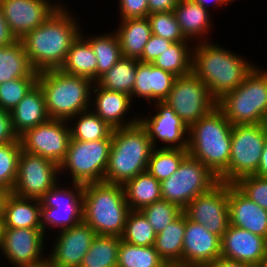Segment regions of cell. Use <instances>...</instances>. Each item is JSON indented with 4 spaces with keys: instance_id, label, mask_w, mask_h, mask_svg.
Wrapping results in <instances>:
<instances>
[{
    "instance_id": "6f0895ef",
    "label": "cell",
    "mask_w": 267,
    "mask_h": 267,
    "mask_svg": "<svg viewBox=\"0 0 267 267\" xmlns=\"http://www.w3.org/2000/svg\"><path fill=\"white\" fill-rule=\"evenodd\" d=\"M3 221H0V246H1V239H2V228H3Z\"/></svg>"
},
{
    "instance_id": "f907efd6",
    "label": "cell",
    "mask_w": 267,
    "mask_h": 267,
    "mask_svg": "<svg viewBox=\"0 0 267 267\" xmlns=\"http://www.w3.org/2000/svg\"><path fill=\"white\" fill-rule=\"evenodd\" d=\"M17 39L12 34L0 7V47L13 44Z\"/></svg>"
},
{
    "instance_id": "db71d44e",
    "label": "cell",
    "mask_w": 267,
    "mask_h": 267,
    "mask_svg": "<svg viewBox=\"0 0 267 267\" xmlns=\"http://www.w3.org/2000/svg\"><path fill=\"white\" fill-rule=\"evenodd\" d=\"M195 3L200 4L203 8H206L210 10L211 5H213V8H223L222 6H227L230 3L232 4L230 0H193ZM210 6V7H209Z\"/></svg>"
},
{
    "instance_id": "30bf717a",
    "label": "cell",
    "mask_w": 267,
    "mask_h": 267,
    "mask_svg": "<svg viewBox=\"0 0 267 267\" xmlns=\"http://www.w3.org/2000/svg\"><path fill=\"white\" fill-rule=\"evenodd\" d=\"M58 181L39 200L40 223L43 232L57 228L58 231L73 227L83 221V185ZM72 185V186H71Z\"/></svg>"
},
{
    "instance_id": "bcb514c9",
    "label": "cell",
    "mask_w": 267,
    "mask_h": 267,
    "mask_svg": "<svg viewBox=\"0 0 267 267\" xmlns=\"http://www.w3.org/2000/svg\"><path fill=\"white\" fill-rule=\"evenodd\" d=\"M119 20L148 17V0H118Z\"/></svg>"
},
{
    "instance_id": "91938a15",
    "label": "cell",
    "mask_w": 267,
    "mask_h": 267,
    "mask_svg": "<svg viewBox=\"0 0 267 267\" xmlns=\"http://www.w3.org/2000/svg\"><path fill=\"white\" fill-rule=\"evenodd\" d=\"M254 267H267V263L263 265L254 266Z\"/></svg>"
},
{
    "instance_id": "4dcf8cb0",
    "label": "cell",
    "mask_w": 267,
    "mask_h": 267,
    "mask_svg": "<svg viewBox=\"0 0 267 267\" xmlns=\"http://www.w3.org/2000/svg\"><path fill=\"white\" fill-rule=\"evenodd\" d=\"M97 58L89 42L80 34L69 49L60 70L64 73L97 80Z\"/></svg>"
},
{
    "instance_id": "603a6c76",
    "label": "cell",
    "mask_w": 267,
    "mask_h": 267,
    "mask_svg": "<svg viewBox=\"0 0 267 267\" xmlns=\"http://www.w3.org/2000/svg\"><path fill=\"white\" fill-rule=\"evenodd\" d=\"M229 224L267 239V210L251 201L234 184H228Z\"/></svg>"
},
{
    "instance_id": "f1b7e54d",
    "label": "cell",
    "mask_w": 267,
    "mask_h": 267,
    "mask_svg": "<svg viewBox=\"0 0 267 267\" xmlns=\"http://www.w3.org/2000/svg\"><path fill=\"white\" fill-rule=\"evenodd\" d=\"M185 213L156 234L154 248L169 267H182Z\"/></svg>"
},
{
    "instance_id": "277c9868",
    "label": "cell",
    "mask_w": 267,
    "mask_h": 267,
    "mask_svg": "<svg viewBox=\"0 0 267 267\" xmlns=\"http://www.w3.org/2000/svg\"><path fill=\"white\" fill-rule=\"evenodd\" d=\"M153 149L152 142L139 121L114 129L104 182L123 186L137 174L146 172Z\"/></svg>"
},
{
    "instance_id": "f546056e",
    "label": "cell",
    "mask_w": 267,
    "mask_h": 267,
    "mask_svg": "<svg viewBox=\"0 0 267 267\" xmlns=\"http://www.w3.org/2000/svg\"><path fill=\"white\" fill-rule=\"evenodd\" d=\"M17 78H38L20 40L0 47V84Z\"/></svg>"
},
{
    "instance_id": "3957f363",
    "label": "cell",
    "mask_w": 267,
    "mask_h": 267,
    "mask_svg": "<svg viewBox=\"0 0 267 267\" xmlns=\"http://www.w3.org/2000/svg\"><path fill=\"white\" fill-rule=\"evenodd\" d=\"M233 125L216 106L188 128V154L216 177L228 167Z\"/></svg>"
},
{
    "instance_id": "44dd1931",
    "label": "cell",
    "mask_w": 267,
    "mask_h": 267,
    "mask_svg": "<svg viewBox=\"0 0 267 267\" xmlns=\"http://www.w3.org/2000/svg\"><path fill=\"white\" fill-rule=\"evenodd\" d=\"M221 257L252 266L266 264L267 239L229 224L221 238Z\"/></svg>"
},
{
    "instance_id": "f5cc1de1",
    "label": "cell",
    "mask_w": 267,
    "mask_h": 267,
    "mask_svg": "<svg viewBox=\"0 0 267 267\" xmlns=\"http://www.w3.org/2000/svg\"><path fill=\"white\" fill-rule=\"evenodd\" d=\"M255 175L262 178H267V137L264 143L260 164Z\"/></svg>"
},
{
    "instance_id": "d4e9b609",
    "label": "cell",
    "mask_w": 267,
    "mask_h": 267,
    "mask_svg": "<svg viewBox=\"0 0 267 267\" xmlns=\"http://www.w3.org/2000/svg\"><path fill=\"white\" fill-rule=\"evenodd\" d=\"M173 12L187 40L193 41V44L209 40L207 37L210 38L211 28H213L212 11L203 8L193 0H180Z\"/></svg>"
},
{
    "instance_id": "7dc6e473",
    "label": "cell",
    "mask_w": 267,
    "mask_h": 267,
    "mask_svg": "<svg viewBox=\"0 0 267 267\" xmlns=\"http://www.w3.org/2000/svg\"><path fill=\"white\" fill-rule=\"evenodd\" d=\"M172 44L173 42L170 40L152 34L145 45L142 56L138 59V61L142 63H152L165 50L171 47Z\"/></svg>"
},
{
    "instance_id": "7c38bea8",
    "label": "cell",
    "mask_w": 267,
    "mask_h": 267,
    "mask_svg": "<svg viewBox=\"0 0 267 267\" xmlns=\"http://www.w3.org/2000/svg\"><path fill=\"white\" fill-rule=\"evenodd\" d=\"M163 102L188 128L217 106V100L193 72L176 77L173 88Z\"/></svg>"
},
{
    "instance_id": "c3c4849f",
    "label": "cell",
    "mask_w": 267,
    "mask_h": 267,
    "mask_svg": "<svg viewBox=\"0 0 267 267\" xmlns=\"http://www.w3.org/2000/svg\"><path fill=\"white\" fill-rule=\"evenodd\" d=\"M19 140L15 133L9 111L0 108V145Z\"/></svg>"
},
{
    "instance_id": "f35d334b",
    "label": "cell",
    "mask_w": 267,
    "mask_h": 267,
    "mask_svg": "<svg viewBox=\"0 0 267 267\" xmlns=\"http://www.w3.org/2000/svg\"><path fill=\"white\" fill-rule=\"evenodd\" d=\"M187 155V149L154 148L146 171L161 182L178 169Z\"/></svg>"
},
{
    "instance_id": "e575fe53",
    "label": "cell",
    "mask_w": 267,
    "mask_h": 267,
    "mask_svg": "<svg viewBox=\"0 0 267 267\" xmlns=\"http://www.w3.org/2000/svg\"><path fill=\"white\" fill-rule=\"evenodd\" d=\"M81 35L89 42L97 58V79L109 71L117 61L123 57L119 40L115 32L102 33L101 35Z\"/></svg>"
},
{
    "instance_id": "7a4b0ae2",
    "label": "cell",
    "mask_w": 267,
    "mask_h": 267,
    "mask_svg": "<svg viewBox=\"0 0 267 267\" xmlns=\"http://www.w3.org/2000/svg\"><path fill=\"white\" fill-rule=\"evenodd\" d=\"M256 65L218 42L205 41L193 45L192 72L216 100L236 89Z\"/></svg>"
},
{
    "instance_id": "1f68e13d",
    "label": "cell",
    "mask_w": 267,
    "mask_h": 267,
    "mask_svg": "<svg viewBox=\"0 0 267 267\" xmlns=\"http://www.w3.org/2000/svg\"><path fill=\"white\" fill-rule=\"evenodd\" d=\"M123 189L130 210H141L162 199L160 182L147 171L127 181Z\"/></svg>"
},
{
    "instance_id": "484cf974",
    "label": "cell",
    "mask_w": 267,
    "mask_h": 267,
    "mask_svg": "<svg viewBox=\"0 0 267 267\" xmlns=\"http://www.w3.org/2000/svg\"><path fill=\"white\" fill-rule=\"evenodd\" d=\"M10 115L13 129L18 137L26 130L45 123L50 119L46 110L43 91L38 84L23 97L10 112Z\"/></svg>"
},
{
    "instance_id": "52a82bcc",
    "label": "cell",
    "mask_w": 267,
    "mask_h": 267,
    "mask_svg": "<svg viewBox=\"0 0 267 267\" xmlns=\"http://www.w3.org/2000/svg\"><path fill=\"white\" fill-rule=\"evenodd\" d=\"M232 125L260 124L267 115V70L256 65L234 90L217 100Z\"/></svg>"
},
{
    "instance_id": "60d3db41",
    "label": "cell",
    "mask_w": 267,
    "mask_h": 267,
    "mask_svg": "<svg viewBox=\"0 0 267 267\" xmlns=\"http://www.w3.org/2000/svg\"><path fill=\"white\" fill-rule=\"evenodd\" d=\"M21 151L20 140L0 145V188L9 192L12 191L16 183Z\"/></svg>"
},
{
    "instance_id": "ffe728a7",
    "label": "cell",
    "mask_w": 267,
    "mask_h": 267,
    "mask_svg": "<svg viewBox=\"0 0 267 267\" xmlns=\"http://www.w3.org/2000/svg\"><path fill=\"white\" fill-rule=\"evenodd\" d=\"M221 257V238L185 215L182 267H207Z\"/></svg>"
},
{
    "instance_id": "9a60e30c",
    "label": "cell",
    "mask_w": 267,
    "mask_h": 267,
    "mask_svg": "<svg viewBox=\"0 0 267 267\" xmlns=\"http://www.w3.org/2000/svg\"><path fill=\"white\" fill-rule=\"evenodd\" d=\"M183 212L189 220L222 238L229 225L228 184L219 181L209 191L197 195Z\"/></svg>"
},
{
    "instance_id": "ab89813d",
    "label": "cell",
    "mask_w": 267,
    "mask_h": 267,
    "mask_svg": "<svg viewBox=\"0 0 267 267\" xmlns=\"http://www.w3.org/2000/svg\"><path fill=\"white\" fill-rule=\"evenodd\" d=\"M156 233L140 210H130L121 240L138 246H153Z\"/></svg>"
},
{
    "instance_id": "d6a6232c",
    "label": "cell",
    "mask_w": 267,
    "mask_h": 267,
    "mask_svg": "<svg viewBox=\"0 0 267 267\" xmlns=\"http://www.w3.org/2000/svg\"><path fill=\"white\" fill-rule=\"evenodd\" d=\"M68 124L70 127V136L73 140L88 142L112 139V132L114 129L96 115L91 108L70 118Z\"/></svg>"
},
{
    "instance_id": "8d00e7d4",
    "label": "cell",
    "mask_w": 267,
    "mask_h": 267,
    "mask_svg": "<svg viewBox=\"0 0 267 267\" xmlns=\"http://www.w3.org/2000/svg\"><path fill=\"white\" fill-rule=\"evenodd\" d=\"M121 237L96 235L80 267H117Z\"/></svg>"
},
{
    "instance_id": "4fadbf2b",
    "label": "cell",
    "mask_w": 267,
    "mask_h": 267,
    "mask_svg": "<svg viewBox=\"0 0 267 267\" xmlns=\"http://www.w3.org/2000/svg\"><path fill=\"white\" fill-rule=\"evenodd\" d=\"M59 165L40 155L21 151L12 193L23 198L40 199L59 180Z\"/></svg>"
},
{
    "instance_id": "d6986e66",
    "label": "cell",
    "mask_w": 267,
    "mask_h": 267,
    "mask_svg": "<svg viewBox=\"0 0 267 267\" xmlns=\"http://www.w3.org/2000/svg\"><path fill=\"white\" fill-rule=\"evenodd\" d=\"M58 232L47 259L53 267H80L96 236L95 231L82 221Z\"/></svg>"
},
{
    "instance_id": "83f0119b",
    "label": "cell",
    "mask_w": 267,
    "mask_h": 267,
    "mask_svg": "<svg viewBox=\"0 0 267 267\" xmlns=\"http://www.w3.org/2000/svg\"><path fill=\"white\" fill-rule=\"evenodd\" d=\"M119 22L118 28L113 30L118 37L122 56L139 59L152 35L148 17L124 19Z\"/></svg>"
},
{
    "instance_id": "8fae6325",
    "label": "cell",
    "mask_w": 267,
    "mask_h": 267,
    "mask_svg": "<svg viewBox=\"0 0 267 267\" xmlns=\"http://www.w3.org/2000/svg\"><path fill=\"white\" fill-rule=\"evenodd\" d=\"M218 182L216 175L188 154L178 169L160 182L162 199L184 210L197 195L209 191Z\"/></svg>"
},
{
    "instance_id": "816d5d0a",
    "label": "cell",
    "mask_w": 267,
    "mask_h": 267,
    "mask_svg": "<svg viewBox=\"0 0 267 267\" xmlns=\"http://www.w3.org/2000/svg\"><path fill=\"white\" fill-rule=\"evenodd\" d=\"M207 267H254V266L243 262L228 260L223 257H219L217 260L209 264Z\"/></svg>"
},
{
    "instance_id": "ac0fdd59",
    "label": "cell",
    "mask_w": 267,
    "mask_h": 267,
    "mask_svg": "<svg viewBox=\"0 0 267 267\" xmlns=\"http://www.w3.org/2000/svg\"><path fill=\"white\" fill-rule=\"evenodd\" d=\"M61 2L62 0H0V7L12 34L17 40H21L44 23Z\"/></svg>"
},
{
    "instance_id": "5bb4252c",
    "label": "cell",
    "mask_w": 267,
    "mask_h": 267,
    "mask_svg": "<svg viewBox=\"0 0 267 267\" xmlns=\"http://www.w3.org/2000/svg\"><path fill=\"white\" fill-rule=\"evenodd\" d=\"M70 138L68 121L61 119H49L19 136L23 151L40 155L57 165L66 157Z\"/></svg>"
},
{
    "instance_id": "6da1fadb",
    "label": "cell",
    "mask_w": 267,
    "mask_h": 267,
    "mask_svg": "<svg viewBox=\"0 0 267 267\" xmlns=\"http://www.w3.org/2000/svg\"><path fill=\"white\" fill-rule=\"evenodd\" d=\"M65 5L62 2L44 23L20 40L36 72L60 69L73 42L83 31L80 21Z\"/></svg>"
},
{
    "instance_id": "681fc988",
    "label": "cell",
    "mask_w": 267,
    "mask_h": 267,
    "mask_svg": "<svg viewBox=\"0 0 267 267\" xmlns=\"http://www.w3.org/2000/svg\"><path fill=\"white\" fill-rule=\"evenodd\" d=\"M180 0H148L149 14L173 11Z\"/></svg>"
},
{
    "instance_id": "5b68a950",
    "label": "cell",
    "mask_w": 267,
    "mask_h": 267,
    "mask_svg": "<svg viewBox=\"0 0 267 267\" xmlns=\"http://www.w3.org/2000/svg\"><path fill=\"white\" fill-rule=\"evenodd\" d=\"M129 212L122 185L104 181L83 185V221L96 235L121 237Z\"/></svg>"
},
{
    "instance_id": "11a10c76",
    "label": "cell",
    "mask_w": 267,
    "mask_h": 267,
    "mask_svg": "<svg viewBox=\"0 0 267 267\" xmlns=\"http://www.w3.org/2000/svg\"><path fill=\"white\" fill-rule=\"evenodd\" d=\"M8 194V190L0 188V221H3L4 203Z\"/></svg>"
},
{
    "instance_id": "b9f144b4",
    "label": "cell",
    "mask_w": 267,
    "mask_h": 267,
    "mask_svg": "<svg viewBox=\"0 0 267 267\" xmlns=\"http://www.w3.org/2000/svg\"><path fill=\"white\" fill-rule=\"evenodd\" d=\"M140 211L156 234L160 233L183 213V210L177 205L163 199L143 207Z\"/></svg>"
},
{
    "instance_id": "cb8c5ba5",
    "label": "cell",
    "mask_w": 267,
    "mask_h": 267,
    "mask_svg": "<svg viewBox=\"0 0 267 267\" xmlns=\"http://www.w3.org/2000/svg\"><path fill=\"white\" fill-rule=\"evenodd\" d=\"M177 76L162 70L151 63H137V72L131 100L138 98L147 101L149 105L154 102H163L173 88Z\"/></svg>"
},
{
    "instance_id": "74e56055",
    "label": "cell",
    "mask_w": 267,
    "mask_h": 267,
    "mask_svg": "<svg viewBox=\"0 0 267 267\" xmlns=\"http://www.w3.org/2000/svg\"><path fill=\"white\" fill-rule=\"evenodd\" d=\"M117 267H169L154 246H138L120 241Z\"/></svg>"
},
{
    "instance_id": "836d02e7",
    "label": "cell",
    "mask_w": 267,
    "mask_h": 267,
    "mask_svg": "<svg viewBox=\"0 0 267 267\" xmlns=\"http://www.w3.org/2000/svg\"><path fill=\"white\" fill-rule=\"evenodd\" d=\"M138 59L121 57L106 73L100 76L95 83L109 91L123 92L131 97L134 87Z\"/></svg>"
},
{
    "instance_id": "7402d4cb",
    "label": "cell",
    "mask_w": 267,
    "mask_h": 267,
    "mask_svg": "<svg viewBox=\"0 0 267 267\" xmlns=\"http://www.w3.org/2000/svg\"><path fill=\"white\" fill-rule=\"evenodd\" d=\"M93 103V104H92ZM131 97L123 92L109 91L95 82L91 90V110L105 121L112 129H119L138 122L137 117L127 118L131 111ZM93 108V109H92ZM126 119V120H125Z\"/></svg>"
},
{
    "instance_id": "9f6ffc18",
    "label": "cell",
    "mask_w": 267,
    "mask_h": 267,
    "mask_svg": "<svg viewBox=\"0 0 267 267\" xmlns=\"http://www.w3.org/2000/svg\"><path fill=\"white\" fill-rule=\"evenodd\" d=\"M2 267V266H1ZM21 267H53L48 259L44 260L43 262L35 265H28V266H21Z\"/></svg>"
},
{
    "instance_id": "ba28073f",
    "label": "cell",
    "mask_w": 267,
    "mask_h": 267,
    "mask_svg": "<svg viewBox=\"0 0 267 267\" xmlns=\"http://www.w3.org/2000/svg\"><path fill=\"white\" fill-rule=\"evenodd\" d=\"M266 137L263 123L233 125L229 165L218 180L234 184L244 176L255 175Z\"/></svg>"
},
{
    "instance_id": "d590c367",
    "label": "cell",
    "mask_w": 267,
    "mask_h": 267,
    "mask_svg": "<svg viewBox=\"0 0 267 267\" xmlns=\"http://www.w3.org/2000/svg\"><path fill=\"white\" fill-rule=\"evenodd\" d=\"M191 45H194L191 41L173 43L151 64L177 77L187 75L192 72L193 46Z\"/></svg>"
},
{
    "instance_id": "7bdbcfd3",
    "label": "cell",
    "mask_w": 267,
    "mask_h": 267,
    "mask_svg": "<svg viewBox=\"0 0 267 267\" xmlns=\"http://www.w3.org/2000/svg\"><path fill=\"white\" fill-rule=\"evenodd\" d=\"M38 78H17L0 84V108L11 112L37 84Z\"/></svg>"
},
{
    "instance_id": "9c48e42d",
    "label": "cell",
    "mask_w": 267,
    "mask_h": 267,
    "mask_svg": "<svg viewBox=\"0 0 267 267\" xmlns=\"http://www.w3.org/2000/svg\"><path fill=\"white\" fill-rule=\"evenodd\" d=\"M111 144L112 139L87 142L70 138L66 157L59 165V176L70 174L72 183L82 185L104 181Z\"/></svg>"
},
{
    "instance_id": "680465c9",
    "label": "cell",
    "mask_w": 267,
    "mask_h": 267,
    "mask_svg": "<svg viewBox=\"0 0 267 267\" xmlns=\"http://www.w3.org/2000/svg\"><path fill=\"white\" fill-rule=\"evenodd\" d=\"M263 124H264L265 130H266V134H267V115L265 117V120H264Z\"/></svg>"
},
{
    "instance_id": "4316f807",
    "label": "cell",
    "mask_w": 267,
    "mask_h": 267,
    "mask_svg": "<svg viewBox=\"0 0 267 267\" xmlns=\"http://www.w3.org/2000/svg\"><path fill=\"white\" fill-rule=\"evenodd\" d=\"M40 208V200L9 192L4 203L3 228H42Z\"/></svg>"
},
{
    "instance_id": "e0dca14e",
    "label": "cell",
    "mask_w": 267,
    "mask_h": 267,
    "mask_svg": "<svg viewBox=\"0 0 267 267\" xmlns=\"http://www.w3.org/2000/svg\"><path fill=\"white\" fill-rule=\"evenodd\" d=\"M152 105L156 108L155 114H139L138 121L145 128L153 147L187 149L188 127L185 123L165 102H154Z\"/></svg>"
},
{
    "instance_id": "2e32d148",
    "label": "cell",
    "mask_w": 267,
    "mask_h": 267,
    "mask_svg": "<svg viewBox=\"0 0 267 267\" xmlns=\"http://www.w3.org/2000/svg\"><path fill=\"white\" fill-rule=\"evenodd\" d=\"M46 236L42 228H2L0 253L13 267L39 264L47 259Z\"/></svg>"
},
{
    "instance_id": "ee69618b",
    "label": "cell",
    "mask_w": 267,
    "mask_h": 267,
    "mask_svg": "<svg viewBox=\"0 0 267 267\" xmlns=\"http://www.w3.org/2000/svg\"><path fill=\"white\" fill-rule=\"evenodd\" d=\"M152 34L170 40L173 43L189 41L185 38L173 11L148 15Z\"/></svg>"
},
{
    "instance_id": "f6af8a7d",
    "label": "cell",
    "mask_w": 267,
    "mask_h": 267,
    "mask_svg": "<svg viewBox=\"0 0 267 267\" xmlns=\"http://www.w3.org/2000/svg\"><path fill=\"white\" fill-rule=\"evenodd\" d=\"M234 185L251 201L267 210V178L248 175L240 178Z\"/></svg>"
},
{
    "instance_id": "8992f818",
    "label": "cell",
    "mask_w": 267,
    "mask_h": 267,
    "mask_svg": "<svg viewBox=\"0 0 267 267\" xmlns=\"http://www.w3.org/2000/svg\"><path fill=\"white\" fill-rule=\"evenodd\" d=\"M37 84L43 91L50 119L68 121L91 107L94 82L89 78L52 69L38 72Z\"/></svg>"
}]
</instances>
